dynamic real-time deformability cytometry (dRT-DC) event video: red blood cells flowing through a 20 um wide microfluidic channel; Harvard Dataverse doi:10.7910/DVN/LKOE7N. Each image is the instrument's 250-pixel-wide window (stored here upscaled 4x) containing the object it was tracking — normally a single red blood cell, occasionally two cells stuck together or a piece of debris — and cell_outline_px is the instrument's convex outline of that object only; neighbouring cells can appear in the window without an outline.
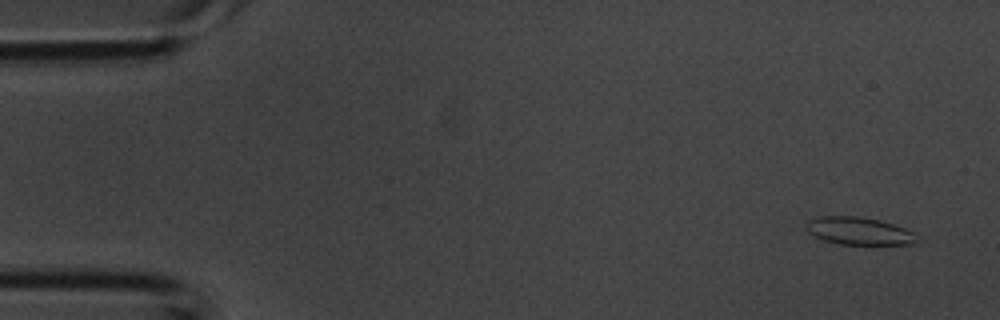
{"species": "common noctule bat (a hibernating species)", "species_latin": "Nyctalus noctula", "temperature_condition": "room temperature", "stored_images_in_passage": 4, "camera_frame_rate_fps": 3000, "um_per_image_px": 0.085, "animal": {"sex": "male", "body_mass_g": 20.1, "forearm_length_mm": 53.5}, "frame": {"image": 1, "passage_image": 1, "time_ms": 0.0, "image_size_px": [1000, 320], "cell_outline_px": [[916, 240], [912, 244], [840, 244], [824, 240], [808, 232], [804, 224], [808, 220], [820, 216], [856, 216], [880, 220], [904, 228], [912, 232]], "centroid_in_image_um": [72.94, 19.62], "position_along_channel_um": 12.1, "area_um2": 17.51}}